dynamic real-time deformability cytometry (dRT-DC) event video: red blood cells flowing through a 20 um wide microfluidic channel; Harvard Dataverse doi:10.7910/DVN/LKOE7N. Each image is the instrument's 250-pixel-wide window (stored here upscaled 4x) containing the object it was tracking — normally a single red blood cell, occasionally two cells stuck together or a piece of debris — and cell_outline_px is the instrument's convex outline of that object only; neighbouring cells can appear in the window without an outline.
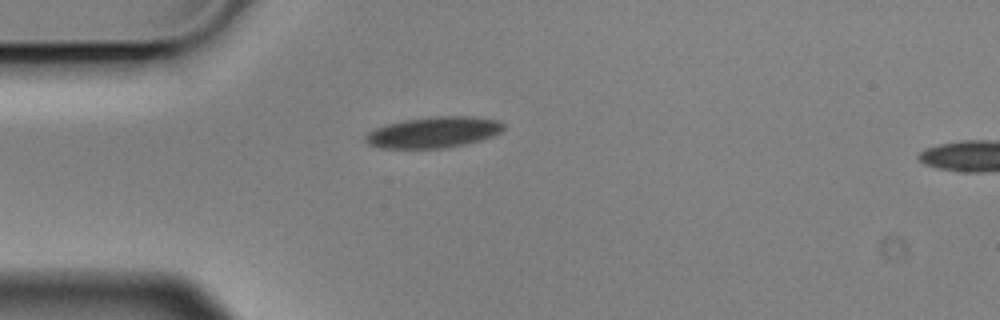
{"species": "Egyptian fruit bat (a non-hibernating species)", "species_latin": "Rousettus aegyptiacus", "temperature_condition": "cold", "stored_images_in_passage": 5, "camera_frame_rate_fps": 3000, "um_per_image_px": 0.085, "animal": {"sex": "male"}, "frame": {"image": 1, "passage_image": 5, "time_ms": 1.333, "image_size_px": [1000, 320], "cell_outline_px": [[504, 128], [500, 132], [492, 136], [468, 144], [448, 148], [380, 148], [368, 144], [364, 140], [364, 136], [368, 132], [376, 128], [388, 124], [404, 120], [436, 116], [472, 116], [496, 120], [504, 124]], "centroid_in_image_um": [36.85, 11.25], "position_along_channel_um": 48.2, "area_um2": 24.97}}